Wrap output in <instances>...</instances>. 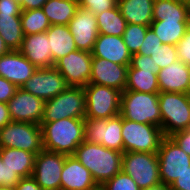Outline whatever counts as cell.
I'll list each match as a JSON object with an SVG mask.
<instances>
[{"instance_id": "cell-9", "label": "cell", "mask_w": 190, "mask_h": 190, "mask_svg": "<svg viewBox=\"0 0 190 190\" xmlns=\"http://www.w3.org/2000/svg\"><path fill=\"white\" fill-rule=\"evenodd\" d=\"M0 148H16L38 154L44 149L41 126L11 121L0 129Z\"/></svg>"}, {"instance_id": "cell-10", "label": "cell", "mask_w": 190, "mask_h": 190, "mask_svg": "<svg viewBox=\"0 0 190 190\" xmlns=\"http://www.w3.org/2000/svg\"><path fill=\"white\" fill-rule=\"evenodd\" d=\"M84 137L89 143L101 144L106 148L124 152L122 116L110 119H84Z\"/></svg>"}, {"instance_id": "cell-33", "label": "cell", "mask_w": 190, "mask_h": 190, "mask_svg": "<svg viewBox=\"0 0 190 190\" xmlns=\"http://www.w3.org/2000/svg\"><path fill=\"white\" fill-rule=\"evenodd\" d=\"M148 28L149 26L145 25L127 24L122 38L131 55L136 54L139 51L145 40Z\"/></svg>"}, {"instance_id": "cell-4", "label": "cell", "mask_w": 190, "mask_h": 190, "mask_svg": "<svg viewBox=\"0 0 190 190\" xmlns=\"http://www.w3.org/2000/svg\"><path fill=\"white\" fill-rule=\"evenodd\" d=\"M161 128L165 137L190 127V95L185 93H159Z\"/></svg>"}, {"instance_id": "cell-19", "label": "cell", "mask_w": 190, "mask_h": 190, "mask_svg": "<svg viewBox=\"0 0 190 190\" xmlns=\"http://www.w3.org/2000/svg\"><path fill=\"white\" fill-rule=\"evenodd\" d=\"M157 77L159 93L174 92L190 94V66L180 60L161 69Z\"/></svg>"}, {"instance_id": "cell-40", "label": "cell", "mask_w": 190, "mask_h": 190, "mask_svg": "<svg viewBox=\"0 0 190 190\" xmlns=\"http://www.w3.org/2000/svg\"><path fill=\"white\" fill-rule=\"evenodd\" d=\"M178 60L190 66V26L176 45Z\"/></svg>"}, {"instance_id": "cell-44", "label": "cell", "mask_w": 190, "mask_h": 190, "mask_svg": "<svg viewBox=\"0 0 190 190\" xmlns=\"http://www.w3.org/2000/svg\"><path fill=\"white\" fill-rule=\"evenodd\" d=\"M171 190H190V167L169 186Z\"/></svg>"}, {"instance_id": "cell-35", "label": "cell", "mask_w": 190, "mask_h": 190, "mask_svg": "<svg viewBox=\"0 0 190 190\" xmlns=\"http://www.w3.org/2000/svg\"><path fill=\"white\" fill-rule=\"evenodd\" d=\"M105 190H141L136 182L123 171L102 184Z\"/></svg>"}, {"instance_id": "cell-43", "label": "cell", "mask_w": 190, "mask_h": 190, "mask_svg": "<svg viewBox=\"0 0 190 190\" xmlns=\"http://www.w3.org/2000/svg\"><path fill=\"white\" fill-rule=\"evenodd\" d=\"M0 13L6 15H21L22 8L17 0H0Z\"/></svg>"}, {"instance_id": "cell-45", "label": "cell", "mask_w": 190, "mask_h": 190, "mask_svg": "<svg viewBox=\"0 0 190 190\" xmlns=\"http://www.w3.org/2000/svg\"><path fill=\"white\" fill-rule=\"evenodd\" d=\"M13 190H42V188L32 176H29L21 178Z\"/></svg>"}, {"instance_id": "cell-16", "label": "cell", "mask_w": 190, "mask_h": 190, "mask_svg": "<svg viewBox=\"0 0 190 190\" xmlns=\"http://www.w3.org/2000/svg\"><path fill=\"white\" fill-rule=\"evenodd\" d=\"M77 50L92 52L99 35L96 15L85 8H78L68 24Z\"/></svg>"}, {"instance_id": "cell-32", "label": "cell", "mask_w": 190, "mask_h": 190, "mask_svg": "<svg viewBox=\"0 0 190 190\" xmlns=\"http://www.w3.org/2000/svg\"><path fill=\"white\" fill-rule=\"evenodd\" d=\"M20 20L24 35L46 32L51 26L42 8L22 11Z\"/></svg>"}, {"instance_id": "cell-28", "label": "cell", "mask_w": 190, "mask_h": 190, "mask_svg": "<svg viewBox=\"0 0 190 190\" xmlns=\"http://www.w3.org/2000/svg\"><path fill=\"white\" fill-rule=\"evenodd\" d=\"M143 93L159 94L157 74L151 70L135 69L131 65L127 71L126 89Z\"/></svg>"}, {"instance_id": "cell-15", "label": "cell", "mask_w": 190, "mask_h": 190, "mask_svg": "<svg viewBox=\"0 0 190 190\" xmlns=\"http://www.w3.org/2000/svg\"><path fill=\"white\" fill-rule=\"evenodd\" d=\"M45 101L22 88H17L7 102L12 121L41 123Z\"/></svg>"}, {"instance_id": "cell-30", "label": "cell", "mask_w": 190, "mask_h": 190, "mask_svg": "<svg viewBox=\"0 0 190 190\" xmlns=\"http://www.w3.org/2000/svg\"><path fill=\"white\" fill-rule=\"evenodd\" d=\"M0 36L9 50H20L24 38L20 15L0 13Z\"/></svg>"}, {"instance_id": "cell-1", "label": "cell", "mask_w": 190, "mask_h": 190, "mask_svg": "<svg viewBox=\"0 0 190 190\" xmlns=\"http://www.w3.org/2000/svg\"><path fill=\"white\" fill-rule=\"evenodd\" d=\"M73 156L91 173L97 185H102L122 171L123 153L85 140L76 148Z\"/></svg>"}, {"instance_id": "cell-25", "label": "cell", "mask_w": 190, "mask_h": 190, "mask_svg": "<svg viewBox=\"0 0 190 190\" xmlns=\"http://www.w3.org/2000/svg\"><path fill=\"white\" fill-rule=\"evenodd\" d=\"M35 153L16 148H0V157L20 178L32 176Z\"/></svg>"}, {"instance_id": "cell-23", "label": "cell", "mask_w": 190, "mask_h": 190, "mask_svg": "<svg viewBox=\"0 0 190 190\" xmlns=\"http://www.w3.org/2000/svg\"><path fill=\"white\" fill-rule=\"evenodd\" d=\"M154 0H117L127 24L150 26L153 22Z\"/></svg>"}, {"instance_id": "cell-14", "label": "cell", "mask_w": 190, "mask_h": 190, "mask_svg": "<svg viewBox=\"0 0 190 190\" xmlns=\"http://www.w3.org/2000/svg\"><path fill=\"white\" fill-rule=\"evenodd\" d=\"M69 85L55 67L37 68L22 89L46 101L65 91Z\"/></svg>"}, {"instance_id": "cell-34", "label": "cell", "mask_w": 190, "mask_h": 190, "mask_svg": "<svg viewBox=\"0 0 190 190\" xmlns=\"http://www.w3.org/2000/svg\"><path fill=\"white\" fill-rule=\"evenodd\" d=\"M151 59H153L154 64L157 65L160 70L170 66L178 60L176 46L163 44L162 48L158 49L153 55H151Z\"/></svg>"}, {"instance_id": "cell-7", "label": "cell", "mask_w": 190, "mask_h": 190, "mask_svg": "<svg viewBox=\"0 0 190 190\" xmlns=\"http://www.w3.org/2000/svg\"><path fill=\"white\" fill-rule=\"evenodd\" d=\"M86 112L85 118L110 119L120 114L122 92L98 84L84 86Z\"/></svg>"}, {"instance_id": "cell-46", "label": "cell", "mask_w": 190, "mask_h": 190, "mask_svg": "<svg viewBox=\"0 0 190 190\" xmlns=\"http://www.w3.org/2000/svg\"><path fill=\"white\" fill-rule=\"evenodd\" d=\"M17 1L20 3L22 11H26V10H34L42 8V6L48 0H17Z\"/></svg>"}, {"instance_id": "cell-12", "label": "cell", "mask_w": 190, "mask_h": 190, "mask_svg": "<svg viewBox=\"0 0 190 190\" xmlns=\"http://www.w3.org/2000/svg\"><path fill=\"white\" fill-rule=\"evenodd\" d=\"M65 154L43 149L36 154L32 177L42 190H60Z\"/></svg>"}, {"instance_id": "cell-39", "label": "cell", "mask_w": 190, "mask_h": 190, "mask_svg": "<svg viewBox=\"0 0 190 190\" xmlns=\"http://www.w3.org/2000/svg\"><path fill=\"white\" fill-rule=\"evenodd\" d=\"M130 65L133 68L140 69L142 71L151 70L154 74H158V72L160 71L159 67L154 64L153 59H151V56L133 54Z\"/></svg>"}, {"instance_id": "cell-8", "label": "cell", "mask_w": 190, "mask_h": 190, "mask_svg": "<svg viewBox=\"0 0 190 190\" xmlns=\"http://www.w3.org/2000/svg\"><path fill=\"white\" fill-rule=\"evenodd\" d=\"M122 171L128 174L141 190L161 183L157 153L123 152Z\"/></svg>"}, {"instance_id": "cell-51", "label": "cell", "mask_w": 190, "mask_h": 190, "mask_svg": "<svg viewBox=\"0 0 190 190\" xmlns=\"http://www.w3.org/2000/svg\"><path fill=\"white\" fill-rule=\"evenodd\" d=\"M184 5H187L190 7V0H180Z\"/></svg>"}, {"instance_id": "cell-27", "label": "cell", "mask_w": 190, "mask_h": 190, "mask_svg": "<svg viewBox=\"0 0 190 190\" xmlns=\"http://www.w3.org/2000/svg\"><path fill=\"white\" fill-rule=\"evenodd\" d=\"M78 8L77 0H48L42 6L51 25H68Z\"/></svg>"}, {"instance_id": "cell-22", "label": "cell", "mask_w": 190, "mask_h": 190, "mask_svg": "<svg viewBox=\"0 0 190 190\" xmlns=\"http://www.w3.org/2000/svg\"><path fill=\"white\" fill-rule=\"evenodd\" d=\"M19 51L37 68L54 67L46 32L24 35Z\"/></svg>"}, {"instance_id": "cell-18", "label": "cell", "mask_w": 190, "mask_h": 190, "mask_svg": "<svg viewBox=\"0 0 190 190\" xmlns=\"http://www.w3.org/2000/svg\"><path fill=\"white\" fill-rule=\"evenodd\" d=\"M34 66L19 50H10L0 57V77L22 88L27 80L35 73Z\"/></svg>"}, {"instance_id": "cell-31", "label": "cell", "mask_w": 190, "mask_h": 190, "mask_svg": "<svg viewBox=\"0 0 190 190\" xmlns=\"http://www.w3.org/2000/svg\"><path fill=\"white\" fill-rule=\"evenodd\" d=\"M96 19L99 34L122 37L127 27V22L117 5L110 10L97 14Z\"/></svg>"}, {"instance_id": "cell-42", "label": "cell", "mask_w": 190, "mask_h": 190, "mask_svg": "<svg viewBox=\"0 0 190 190\" xmlns=\"http://www.w3.org/2000/svg\"><path fill=\"white\" fill-rule=\"evenodd\" d=\"M190 156V127L170 136Z\"/></svg>"}, {"instance_id": "cell-41", "label": "cell", "mask_w": 190, "mask_h": 190, "mask_svg": "<svg viewBox=\"0 0 190 190\" xmlns=\"http://www.w3.org/2000/svg\"><path fill=\"white\" fill-rule=\"evenodd\" d=\"M16 90L17 87L13 83L0 77V102L7 103L14 96Z\"/></svg>"}, {"instance_id": "cell-49", "label": "cell", "mask_w": 190, "mask_h": 190, "mask_svg": "<svg viewBox=\"0 0 190 190\" xmlns=\"http://www.w3.org/2000/svg\"><path fill=\"white\" fill-rule=\"evenodd\" d=\"M168 189H169L168 186L160 183L159 185L151 186V187L144 189V190H168Z\"/></svg>"}, {"instance_id": "cell-26", "label": "cell", "mask_w": 190, "mask_h": 190, "mask_svg": "<svg viewBox=\"0 0 190 190\" xmlns=\"http://www.w3.org/2000/svg\"><path fill=\"white\" fill-rule=\"evenodd\" d=\"M190 26V20L153 21L149 26L162 44L176 46Z\"/></svg>"}, {"instance_id": "cell-3", "label": "cell", "mask_w": 190, "mask_h": 190, "mask_svg": "<svg viewBox=\"0 0 190 190\" xmlns=\"http://www.w3.org/2000/svg\"><path fill=\"white\" fill-rule=\"evenodd\" d=\"M120 115L133 122L161 128L159 94L124 90L121 94Z\"/></svg>"}, {"instance_id": "cell-38", "label": "cell", "mask_w": 190, "mask_h": 190, "mask_svg": "<svg viewBox=\"0 0 190 190\" xmlns=\"http://www.w3.org/2000/svg\"><path fill=\"white\" fill-rule=\"evenodd\" d=\"M20 179L14 171L2 162L0 157V186L13 190Z\"/></svg>"}, {"instance_id": "cell-13", "label": "cell", "mask_w": 190, "mask_h": 190, "mask_svg": "<svg viewBox=\"0 0 190 190\" xmlns=\"http://www.w3.org/2000/svg\"><path fill=\"white\" fill-rule=\"evenodd\" d=\"M69 86H87L90 82L92 53L75 50L54 63Z\"/></svg>"}, {"instance_id": "cell-6", "label": "cell", "mask_w": 190, "mask_h": 190, "mask_svg": "<svg viewBox=\"0 0 190 190\" xmlns=\"http://www.w3.org/2000/svg\"><path fill=\"white\" fill-rule=\"evenodd\" d=\"M121 135L124 152L157 153L165 137L160 127L133 122L123 117Z\"/></svg>"}, {"instance_id": "cell-17", "label": "cell", "mask_w": 190, "mask_h": 190, "mask_svg": "<svg viewBox=\"0 0 190 190\" xmlns=\"http://www.w3.org/2000/svg\"><path fill=\"white\" fill-rule=\"evenodd\" d=\"M128 67L104 58L92 57L89 84L104 85L123 92L126 89Z\"/></svg>"}, {"instance_id": "cell-48", "label": "cell", "mask_w": 190, "mask_h": 190, "mask_svg": "<svg viewBox=\"0 0 190 190\" xmlns=\"http://www.w3.org/2000/svg\"><path fill=\"white\" fill-rule=\"evenodd\" d=\"M10 50L5 44L4 40L0 36V57L3 56L4 54L8 53Z\"/></svg>"}, {"instance_id": "cell-24", "label": "cell", "mask_w": 190, "mask_h": 190, "mask_svg": "<svg viewBox=\"0 0 190 190\" xmlns=\"http://www.w3.org/2000/svg\"><path fill=\"white\" fill-rule=\"evenodd\" d=\"M53 63L77 50L68 25H51L46 31Z\"/></svg>"}, {"instance_id": "cell-11", "label": "cell", "mask_w": 190, "mask_h": 190, "mask_svg": "<svg viewBox=\"0 0 190 190\" xmlns=\"http://www.w3.org/2000/svg\"><path fill=\"white\" fill-rule=\"evenodd\" d=\"M157 154L160 180L168 187L190 167V156L171 137L162 139Z\"/></svg>"}, {"instance_id": "cell-5", "label": "cell", "mask_w": 190, "mask_h": 190, "mask_svg": "<svg viewBox=\"0 0 190 190\" xmlns=\"http://www.w3.org/2000/svg\"><path fill=\"white\" fill-rule=\"evenodd\" d=\"M85 112L84 88L69 86L62 93L45 101L41 123L54 122L65 118L85 119Z\"/></svg>"}, {"instance_id": "cell-52", "label": "cell", "mask_w": 190, "mask_h": 190, "mask_svg": "<svg viewBox=\"0 0 190 190\" xmlns=\"http://www.w3.org/2000/svg\"><path fill=\"white\" fill-rule=\"evenodd\" d=\"M0 190H12V189L5 188V187L0 186Z\"/></svg>"}, {"instance_id": "cell-20", "label": "cell", "mask_w": 190, "mask_h": 190, "mask_svg": "<svg viewBox=\"0 0 190 190\" xmlns=\"http://www.w3.org/2000/svg\"><path fill=\"white\" fill-rule=\"evenodd\" d=\"M97 183L90 171L73 155H66L61 172L60 190H89Z\"/></svg>"}, {"instance_id": "cell-47", "label": "cell", "mask_w": 190, "mask_h": 190, "mask_svg": "<svg viewBox=\"0 0 190 190\" xmlns=\"http://www.w3.org/2000/svg\"><path fill=\"white\" fill-rule=\"evenodd\" d=\"M12 121L8 104L0 102V129Z\"/></svg>"}, {"instance_id": "cell-37", "label": "cell", "mask_w": 190, "mask_h": 190, "mask_svg": "<svg viewBox=\"0 0 190 190\" xmlns=\"http://www.w3.org/2000/svg\"><path fill=\"white\" fill-rule=\"evenodd\" d=\"M162 46L163 44L161 40L156 36L153 30L149 27L146 32L145 40L143 41V44L141 45L139 51L136 54L151 56L158 49L162 48Z\"/></svg>"}, {"instance_id": "cell-21", "label": "cell", "mask_w": 190, "mask_h": 190, "mask_svg": "<svg viewBox=\"0 0 190 190\" xmlns=\"http://www.w3.org/2000/svg\"><path fill=\"white\" fill-rule=\"evenodd\" d=\"M91 53L92 57L126 66H130L132 58L123 38L113 35L99 34Z\"/></svg>"}, {"instance_id": "cell-50", "label": "cell", "mask_w": 190, "mask_h": 190, "mask_svg": "<svg viewBox=\"0 0 190 190\" xmlns=\"http://www.w3.org/2000/svg\"><path fill=\"white\" fill-rule=\"evenodd\" d=\"M89 190H105L102 185H96L94 188Z\"/></svg>"}, {"instance_id": "cell-36", "label": "cell", "mask_w": 190, "mask_h": 190, "mask_svg": "<svg viewBox=\"0 0 190 190\" xmlns=\"http://www.w3.org/2000/svg\"><path fill=\"white\" fill-rule=\"evenodd\" d=\"M80 8L90 10L95 15L110 10L117 5V0H77Z\"/></svg>"}, {"instance_id": "cell-2", "label": "cell", "mask_w": 190, "mask_h": 190, "mask_svg": "<svg viewBox=\"0 0 190 190\" xmlns=\"http://www.w3.org/2000/svg\"><path fill=\"white\" fill-rule=\"evenodd\" d=\"M43 148L48 151L73 155L85 140L84 119L65 118L54 122L40 123Z\"/></svg>"}, {"instance_id": "cell-29", "label": "cell", "mask_w": 190, "mask_h": 190, "mask_svg": "<svg viewBox=\"0 0 190 190\" xmlns=\"http://www.w3.org/2000/svg\"><path fill=\"white\" fill-rule=\"evenodd\" d=\"M190 20V7L180 0H154L153 21Z\"/></svg>"}]
</instances>
